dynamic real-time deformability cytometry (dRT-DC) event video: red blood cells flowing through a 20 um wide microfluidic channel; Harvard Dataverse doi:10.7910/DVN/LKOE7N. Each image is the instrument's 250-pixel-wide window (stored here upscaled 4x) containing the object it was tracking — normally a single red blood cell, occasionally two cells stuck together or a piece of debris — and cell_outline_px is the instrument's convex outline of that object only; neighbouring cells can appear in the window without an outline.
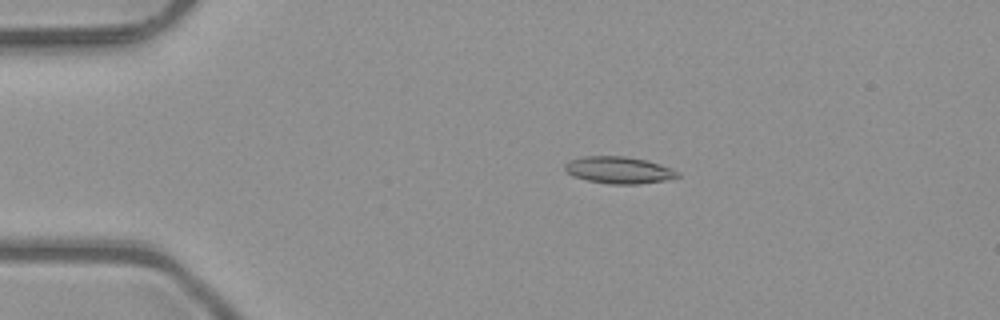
{"species": "common noctule bat (a hibernating species)", "species_latin": "Nyctalus noctula", "temperature_condition": "room temperature", "stored_images_in_passage": 6, "camera_frame_rate_fps": 3000, "um_per_image_px": 0.085, "animal": {"sex": "male", "body_mass_g": 23.1, "forearm_length_mm": 52.7}, "frame": {"image": 1, "passage_image": 4, "time_ms": 1.0, "image_size_px": [1000, 320], "cell_outline_px": [[680, 176], [664, 180], [640, 184], [608, 184], [588, 180], [572, 176], [564, 168], [564, 164], [568, 160], [584, 156], [628, 156], [648, 160], [672, 168], [680, 172]], "centroid_in_image_um": [52.61, 14.45], "position_along_channel_um": 32.4, "area_um2": 17.86}}
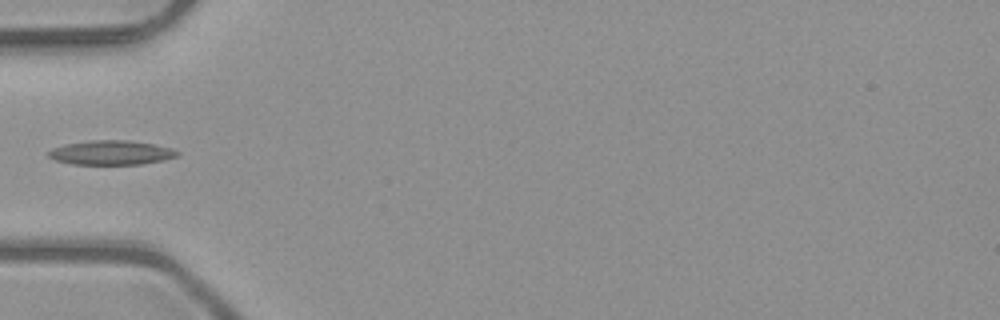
{"frame": {"image": 2, "passage_image": 6, "time_ms": 1.667, "image_size_px": [1000, 320], "cell_outline_px": [[180, 156], [144, 164], [72, 164], [56, 160], [48, 156], [48, 152], [52, 148], [64, 144], [92, 140], [128, 140], [152, 144], [172, 148], [180, 152]], "centroid_in_image_um": [9.47, 12.97], "position_along_channel_um": 75.5, "area_um2": 18.26}}